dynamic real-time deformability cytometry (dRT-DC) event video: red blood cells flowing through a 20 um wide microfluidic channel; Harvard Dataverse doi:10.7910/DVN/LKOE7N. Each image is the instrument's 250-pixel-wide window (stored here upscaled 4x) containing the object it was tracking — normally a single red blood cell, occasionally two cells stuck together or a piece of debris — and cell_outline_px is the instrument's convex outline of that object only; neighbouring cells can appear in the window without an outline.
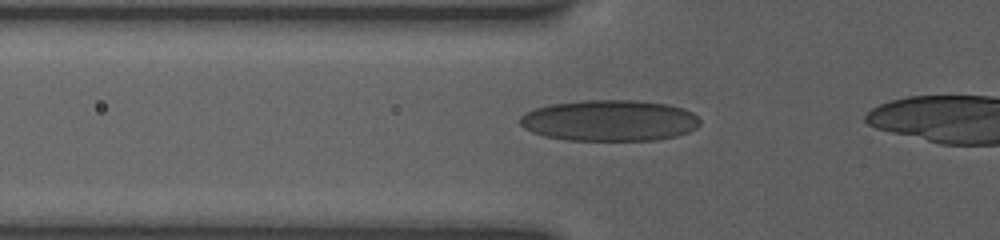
{"species": "human", "species_latin": "Homo sapiens", "temperature_condition": "room temperature", "stored_images_in_passage": 38, "camera_frame_rate_fps": 3000, "um_per_image_px": 0.085, "donor": {"sex": "female"}, "frame": {"image": 1, "passage_image": 9, "time_ms": 2.667, "image_size_px": [1000, 240], "cell_outline_px": [[700, 124], [696, 128], [688, 132], [676, 136], [656, 140], [568, 140], [544, 136], [532, 132], [524, 128], [520, 124], [520, 116], [524, 112], [548, 104], [580, 100], [636, 100], [668, 104], [684, 108], [692, 112], [700, 120]], "centroid_in_image_um": [51.8, 10.24], "position_along_channel_um": 74.0, "area_um2": 43.47}}
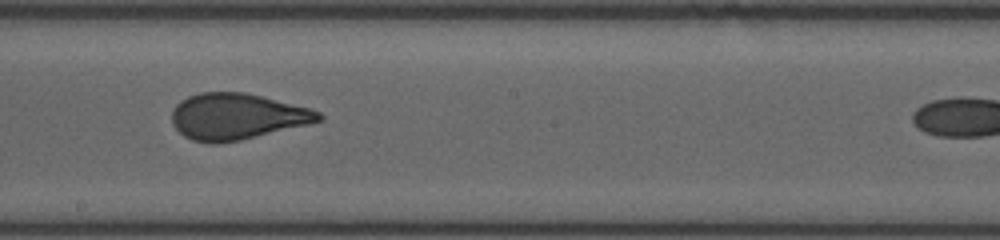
{"frame": {"image": 2, "passage_image": 21, "time_ms": 6.667, "image_size_px": [1000, 240], "cell_outline_px": [[324, 120], [308, 124], [240, 140], [216, 144], [212, 144], [192, 140], [184, 136], [172, 124], [172, 108], [180, 100], [188, 96], [200, 92], [244, 92], [312, 108], [320, 112], [324, 116]], "centroid_in_image_um": [20.13, 9.9], "position_along_channel_um": 228.1, "area_um2": 39.65}}
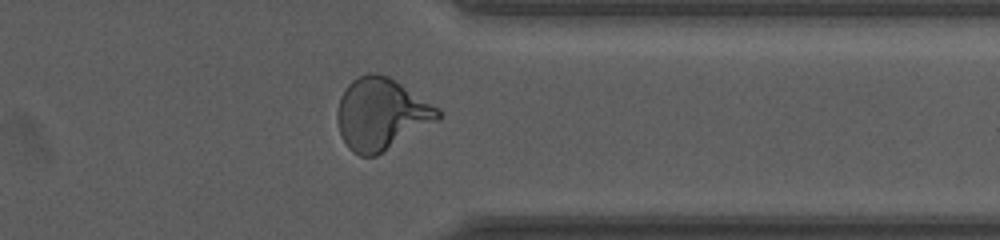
{"frame": {"image": 3, "passage_image": 33, "time_ms": 10.667, "image_size_px": [1000, 240], "cell_outline_px": [[440, 120], [384, 152], [376, 156], [360, 156], [352, 152], [348, 148], [340, 132], [336, 120], [336, 112], [340, 96], [348, 84], [352, 80], [368, 72], [376, 72], [388, 76], [396, 80], [440, 108]], "centroid_in_image_um": [32.41, 9.69], "position_along_channel_um": 379.0, "area_um2": 42.6}, "authors_computed_cell_mechanics": {"area_um2": 40.0554, "velocity_mm_per_s": 3.8372, "shape_relaxation_time_tau1_ms": 7.2941, "shape_relaxation_time_tau2_ms": null, "deformation_change_tau1": 0.2239, "deformation_change_tau2": null}}